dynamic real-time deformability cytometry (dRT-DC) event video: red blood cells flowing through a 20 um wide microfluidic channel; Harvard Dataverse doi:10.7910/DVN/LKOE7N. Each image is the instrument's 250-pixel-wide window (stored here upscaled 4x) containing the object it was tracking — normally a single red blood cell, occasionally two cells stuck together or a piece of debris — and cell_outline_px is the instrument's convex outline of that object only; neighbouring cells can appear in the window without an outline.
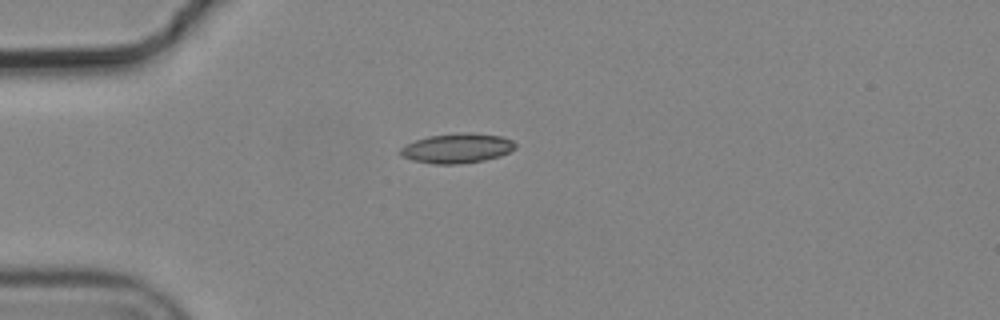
{"species": "common noctule bat (a hibernating species)", "species_latin": "Nyctalus noctula", "temperature_condition": "cold", "stored_images_in_passage": 6, "camera_frame_rate_fps": 3000, "um_per_image_px": 0.085, "animal": {"sex": "male", "body_mass_g": 19.2, "forearm_length_mm": 51.8}, "frame": {"image": 1, "passage_image": 1, "time_ms": 0.0, "image_size_px": [1000, 320], "cell_outline_px": [[516, 148], [500, 156], [484, 160], [456, 164], [432, 164], [412, 160], [400, 156], [400, 148], [416, 140], [428, 136], [464, 132], [468, 132], [504, 136], [512, 140], [516, 144]], "centroid_in_image_um": [38.87, 12.6], "position_along_channel_um": 46.1, "area_um2": 19.94}}
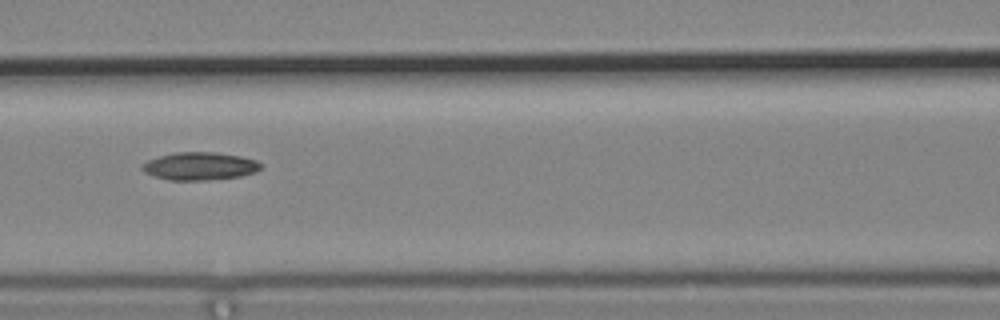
{"frame": {"image": 2, "passage_image": 4, "time_ms": 1.0, "image_size_px": [1000, 320], "cell_outline_px": [[264, 164], [256, 172], [240, 176], [208, 180], [168, 180], [152, 176], [144, 172], [140, 168], [148, 160], [160, 156], [176, 152], [216, 152], [240, 156], [256, 160]], "centroid_in_image_um": [16.99, 14.12], "position_along_channel_um": 149.6, "area_um2": 19.31}}
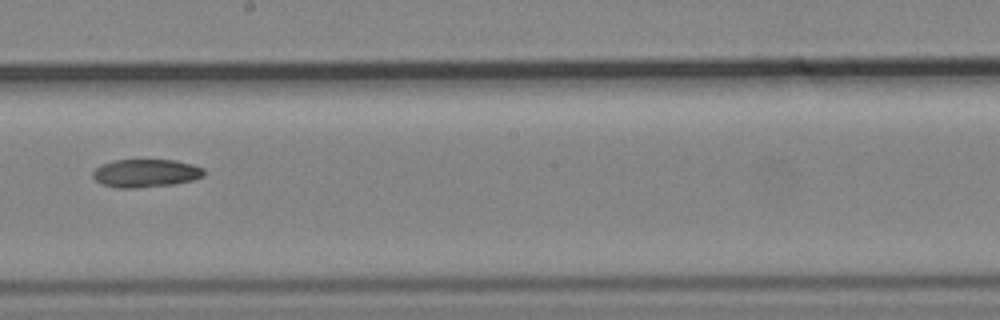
{"frame": {"image": 3, "passage_image": 6, "time_ms": 1.667, "image_size_px": [1000, 320], "cell_outline_px": [[204, 176], [192, 180], [172, 184], [132, 188], [116, 188], [104, 184], [96, 180], [92, 176], [92, 172], [100, 164], [116, 160], [176, 160], [192, 164], [204, 168]], "centroid_in_image_um": [12.38, 14.71], "position_along_channel_um": 235.8, "area_um2": 18.09}}